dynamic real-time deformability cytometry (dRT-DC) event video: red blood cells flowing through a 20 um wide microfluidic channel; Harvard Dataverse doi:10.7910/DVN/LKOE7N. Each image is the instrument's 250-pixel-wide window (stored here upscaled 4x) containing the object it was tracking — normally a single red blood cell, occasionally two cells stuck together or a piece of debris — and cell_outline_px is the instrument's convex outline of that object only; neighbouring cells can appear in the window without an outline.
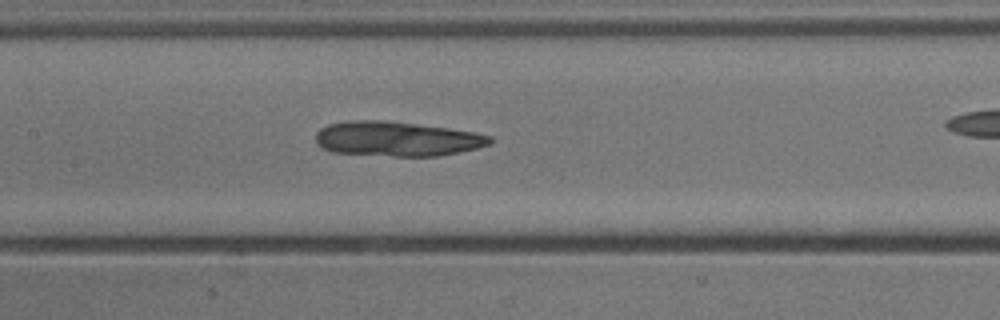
{"species": "common noctule bat (a hibernating species)", "species_latin": "Nyctalus noctula", "temperature_condition": "cold", "stored_images_in_passage": 42, "camera_frame_rate_fps": 3000, "um_per_image_px": 0.085, "animal": {"sex": "male", "body_mass_g": 13.3}, "frame": {"image": 1, "passage_image": 25, "time_ms": 8.0, "image_size_px": [1000, 320], "cell_outline_px": [[492, 140], [488, 144], [476, 148], [436, 156], [392, 156], [332, 152], [316, 144], [316, 132], [320, 128], [328, 124], [344, 120], [380, 120], [416, 124], [448, 128], [476, 132], [492, 136]], "centroid_in_image_um": [33.68, 11.79], "position_along_channel_um": 173.7, "area_um2": 35.14}}
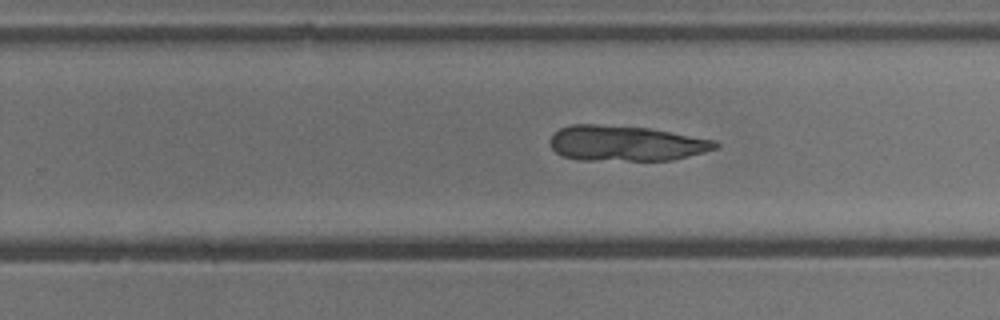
{"frame": {"image": 2, "passage_image": 33, "time_ms": 10.667, "image_size_px": [1000, 320], "cell_outline_px": [[720, 144], [716, 148], [704, 152], [672, 160], [576, 160], [564, 156], [556, 152], [552, 148], [548, 140], [552, 132], [560, 128], [572, 124], [596, 124], [648, 128], [716, 140]], "centroid_in_image_um": [53.15, 12.18], "position_along_channel_um": 276.6, "area_um2": 34.22}}
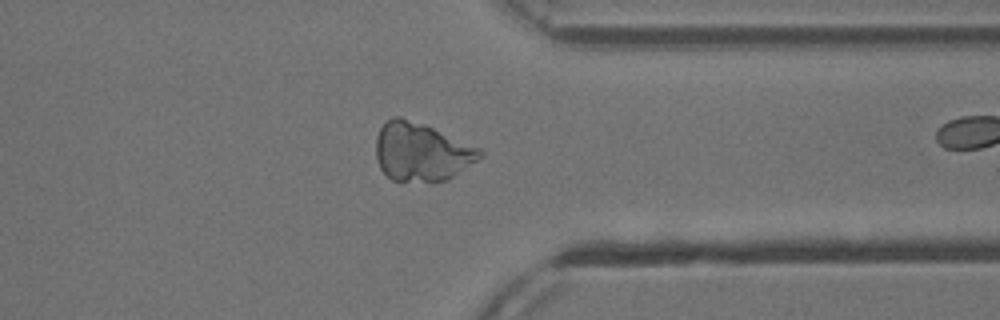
{"frame": {"image": 3, "passage_image": 41, "time_ms": 13.333, "image_size_px": [1000, 320], "cell_outline_px": [[484, 156], [448, 180], [392, 180], [380, 168], [376, 160], [376, 136], [380, 128], [392, 116], [400, 116], [424, 124], [480, 148], [484, 152]], "centroid_in_image_um": [35.82, 12.89], "position_along_channel_um": 375.6, "area_um2": 35.08}}